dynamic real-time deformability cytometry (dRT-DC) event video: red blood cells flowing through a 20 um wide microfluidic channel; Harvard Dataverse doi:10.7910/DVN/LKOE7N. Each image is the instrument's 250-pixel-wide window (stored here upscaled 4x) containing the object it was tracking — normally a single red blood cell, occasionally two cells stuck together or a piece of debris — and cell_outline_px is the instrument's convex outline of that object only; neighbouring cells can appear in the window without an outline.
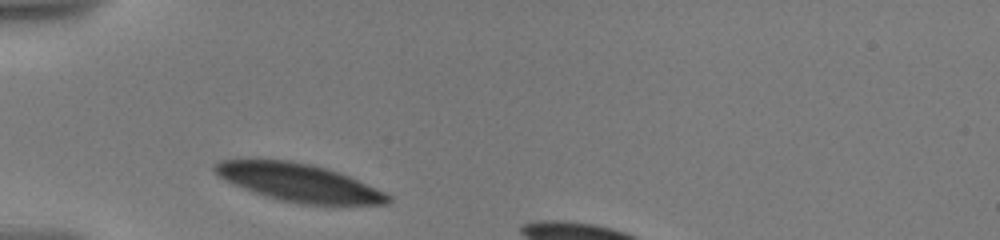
{"species": "human", "species_latin": "Homo sapiens", "temperature_condition": "warm", "stored_images_in_passage": 3, "camera_frame_rate_fps": 3000, "um_per_image_px": 0.085, "donor": {"sex": "male"}, "frame": {"image": 1, "passage_image": 1, "time_ms": 0.0, "image_size_px": [1000, 240], "cell_outline_px": [[392, 200], [388, 204], [300, 204], [280, 200], [244, 188], [224, 180], [212, 168], [212, 164], [220, 160], [292, 160], [340, 172], [384, 192], [392, 196]], "centroid_in_image_um": [25.41, 15.51], "position_along_channel_um": 59.6, "area_um2": 37.63}}